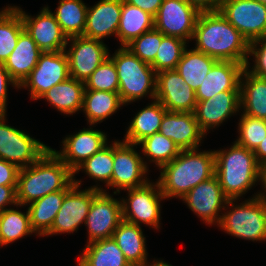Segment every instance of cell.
<instances>
[{"label":"cell","instance_id":"6da1fadb","mask_svg":"<svg viewBox=\"0 0 266 266\" xmlns=\"http://www.w3.org/2000/svg\"><path fill=\"white\" fill-rule=\"evenodd\" d=\"M192 39H196L194 49L210 57L250 65V43L219 10L199 13Z\"/></svg>","mask_w":266,"mask_h":266},{"label":"cell","instance_id":"7a4b0ae2","mask_svg":"<svg viewBox=\"0 0 266 266\" xmlns=\"http://www.w3.org/2000/svg\"><path fill=\"white\" fill-rule=\"evenodd\" d=\"M73 178V171L50 148L35 163L20 168L17 204L23 206L49 193L64 190Z\"/></svg>","mask_w":266,"mask_h":266},{"label":"cell","instance_id":"3957f363","mask_svg":"<svg viewBox=\"0 0 266 266\" xmlns=\"http://www.w3.org/2000/svg\"><path fill=\"white\" fill-rule=\"evenodd\" d=\"M197 150H181L176 158L161 167L158 183L165 198L181 199L200 182L215 175L214 151L198 153Z\"/></svg>","mask_w":266,"mask_h":266},{"label":"cell","instance_id":"277c9868","mask_svg":"<svg viewBox=\"0 0 266 266\" xmlns=\"http://www.w3.org/2000/svg\"><path fill=\"white\" fill-rule=\"evenodd\" d=\"M215 175L228 199H239L260 180L261 165L252 150L234 142L229 150L214 151Z\"/></svg>","mask_w":266,"mask_h":266},{"label":"cell","instance_id":"5b68a950","mask_svg":"<svg viewBox=\"0 0 266 266\" xmlns=\"http://www.w3.org/2000/svg\"><path fill=\"white\" fill-rule=\"evenodd\" d=\"M109 58L117 70L118 93L124 105L144 97L149 92L150 97L155 99L157 73L150 64L143 62L126 46H121Z\"/></svg>","mask_w":266,"mask_h":266},{"label":"cell","instance_id":"8992f818","mask_svg":"<svg viewBox=\"0 0 266 266\" xmlns=\"http://www.w3.org/2000/svg\"><path fill=\"white\" fill-rule=\"evenodd\" d=\"M218 225L235 237L252 241H265L266 203L256 195L222 214Z\"/></svg>","mask_w":266,"mask_h":266},{"label":"cell","instance_id":"52a82bcc","mask_svg":"<svg viewBox=\"0 0 266 266\" xmlns=\"http://www.w3.org/2000/svg\"><path fill=\"white\" fill-rule=\"evenodd\" d=\"M219 12L249 43L266 39V5L257 0H222Z\"/></svg>","mask_w":266,"mask_h":266},{"label":"cell","instance_id":"ba28073f","mask_svg":"<svg viewBox=\"0 0 266 266\" xmlns=\"http://www.w3.org/2000/svg\"><path fill=\"white\" fill-rule=\"evenodd\" d=\"M127 191L129 198L121 200L123 220L138 226L145 223L157 229L160 222V200L165 199L159 183L154 185L148 181L143 186Z\"/></svg>","mask_w":266,"mask_h":266},{"label":"cell","instance_id":"9c48e42d","mask_svg":"<svg viewBox=\"0 0 266 266\" xmlns=\"http://www.w3.org/2000/svg\"><path fill=\"white\" fill-rule=\"evenodd\" d=\"M5 113H0V159L28 167L35 163L50 147L14 127L5 124Z\"/></svg>","mask_w":266,"mask_h":266},{"label":"cell","instance_id":"30bf717a","mask_svg":"<svg viewBox=\"0 0 266 266\" xmlns=\"http://www.w3.org/2000/svg\"><path fill=\"white\" fill-rule=\"evenodd\" d=\"M70 77L68 58L64 51L42 52L37 65L18 86L30 87L31 99L40 97L56 84L66 81Z\"/></svg>","mask_w":266,"mask_h":266},{"label":"cell","instance_id":"8fae6325","mask_svg":"<svg viewBox=\"0 0 266 266\" xmlns=\"http://www.w3.org/2000/svg\"><path fill=\"white\" fill-rule=\"evenodd\" d=\"M134 144L114 141L113 143V172L111 177V187L127 190L143 186L148 182L145 180V173L148 167L142 160L140 154L134 150ZM144 177V178H143Z\"/></svg>","mask_w":266,"mask_h":266},{"label":"cell","instance_id":"7c38bea8","mask_svg":"<svg viewBox=\"0 0 266 266\" xmlns=\"http://www.w3.org/2000/svg\"><path fill=\"white\" fill-rule=\"evenodd\" d=\"M73 182L75 185L65 194L51 229L44 236L76 231L82 222L85 223L93 195L98 190H103L94 185L83 191H78L81 181L73 179Z\"/></svg>","mask_w":266,"mask_h":266},{"label":"cell","instance_id":"4fadbf2b","mask_svg":"<svg viewBox=\"0 0 266 266\" xmlns=\"http://www.w3.org/2000/svg\"><path fill=\"white\" fill-rule=\"evenodd\" d=\"M199 11L186 0H163L154 17V28L165 36L192 39Z\"/></svg>","mask_w":266,"mask_h":266},{"label":"cell","instance_id":"5bb4252c","mask_svg":"<svg viewBox=\"0 0 266 266\" xmlns=\"http://www.w3.org/2000/svg\"><path fill=\"white\" fill-rule=\"evenodd\" d=\"M123 221L121 201L112 198L105 190L93 195L90 210L85 220L89 242L111 238Z\"/></svg>","mask_w":266,"mask_h":266},{"label":"cell","instance_id":"9a60e30c","mask_svg":"<svg viewBox=\"0 0 266 266\" xmlns=\"http://www.w3.org/2000/svg\"><path fill=\"white\" fill-rule=\"evenodd\" d=\"M72 41L71 48L65 53L68 58L69 75L78 81L85 82L90 75L108 57V48L102 40L91 39L84 36L68 38Z\"/></svg>","mask_w":266,"mask_h":266},{"label":"cell","instance_id":"2e32d148","mask_svg":"<svg viewBox=\"0 0 266 266\" xmlns=\"http://www.w3.org/2000/svg\"><path fill=\"white\" fill-rule=\"evenodd\" d=\"M181 199L207 224H219L222 216L218 213L221 208L225 210L226 204L233 208L235 201L225 196L216 175L200 182Z\"/></svg>","mask_w":266,"mask_h":266},{"label":"cell","instance_id":"e0dca14e","mask_svg":"<svg viewBox=\"0 0 266 266\" xmlns=\"http://www.w3.org/2000/svg\"><path fill=\"white\" fill-rule=\"evenodd\" d=\"M155 99L169 112H194L197 104L195 91L177 70L157 73Z\"/></svg>","mask_w":266,"mask_h":266},{"label":"cell","instance_id":"ac0fdd59","mask_svg":"<svg viewBox=\"0 0 266 266\" xmlns=\"http://www.w3.org/2000/svg\"><path fill=\"white\" fill-rule=\"evenodd\" d=\"M21 15L24 29L43 51H64L68 38L48 7H44L35 18L15 7Z\"/></svg>","mask_w":266,"mask_h":266},{"label":"cell","instance_id":"d6986e66","mask_svg":"<svg viewBox=\"0 0 266 266\" xmlns=\"http://www.w3.org/2000/svg\"><path fill=\"white\" fill-rule=\"evenodd\" d=\"M63 151L54 153L74 172L76 168L107 144L106 134L92 128L83 129L63 141Z\"/></svg>","mask_w":266,"mask_h":266},{"label":"cell","instance_id":"ffe728a7","mask_svg":"<svg viewBox=\"0 0 266 266\" xmlns=\"http://www.w3.org/2000/svg\"><path fill=\"white\" fill-rule=\"evenodd\" d=\"M159 132L174 141L181 150L198 149L205 136L194 112H169L164 114Z\"/></svg>","mask_w":266,"mask_h":266},{"label":"cell","instance_id":"44dd1931","mask_svg":"<svg viewBox=\"0 0 266 266\" xmlns=\"http://www.w3.org/2000/svg\"><path fill=\"white\" fill-rule=\"evenodd\" d=\"M240 108V91H224L197 101L194 115L200 129L206 134L208 129L219 126Z\"/></svg>","mask_w":266,"mask_h":266},{"label":"cell","instance_id":"7402d4cb","mask_svg":"<svg viewBox=\"0 0 266 266\" xmlns=\"http://www.w3.org/2000/svg\"><path fill=\"white\" fill-rule=\"evenodd\" d=\"M244 68L242 63L218 60L197 88L196 100H206L224 91H240V78Z\"/></svg>","mask_w":266,"mask_h":266},{"label":"cell","instance_id":"603a6c76","mask_svg":"<svg viewBox=\"0 0 266 266\" xmlns=\"http://www.w3.org/2000/svg\"><path fill=\"white\" fill-rule=\"evenodd\" d=\"M122 0H100L87 10L84 37L101 40L115 34L121 17Z\"/></svg>","mask_w":266,"mask_h":266},{"label":"cell","instance_id":"cb8c5ba5","mask_svg":"<svg viewBox=\"0 0 266 266\" xmlns=\"http://www.w3.org/2000/svg\"><path fill=\"white\" fill-rule=\"evenodd\" d=\"M43 51L24 29L14 50L4 63L10 77L19 86L37 65Z\"/></svg>","mask_w":266,"mask_h":266},{"label":"cell","instance_id":"d4e9b609","mask_svg":"<svg viewBox=\"0 0 266 266\" xmlns=\"http://www.w3.org/2000/svg\"><path fill=\"white\" fill-rule=\"evenodd\" d=\"M75 185L72 181L64 190L49 193L37 199L28 207L30 215V225L32 230L44 236L50 229L55 220L57 212L62 206L65 194Z\"/></svg>","mask_w":266,"mask_h":266},{"label":"cell","instance_id":"484cf974","mask_svg":"<svg viewBox=\"0 0 266 266\" xmlns=\"http://www.w3.org/2000/svg\"><path fill=\"white\" fill-rule=\"evenodd\" d=\"M240 106L243 114L266 120V78L249 72L248 67L240 78Z\"/></svg>","mask_w":266,"mask_h":266},{"label":"cell","instance_id":"4316f807","mask_svg":"<svg viewBox=\"0 0 266 266\" xmlns=\"http://www.w3.org/2000/svg\"><path fill=\"white\" fill-rule=\"evenodd\" d=\"M112 238L131 266H143L148 263L145 248L146 239L140 226L123 220L116 228Z\"/></svg>","mask_w":266,"mask_h":266},{"label":"cell","instance_id":"83f0119b","mask_svg":"<svg viewBox=\"0 0 266 266\" xmlns=\"http://www.w3.org/2000/svg\"><path fill=\"white\" fill-rule=\"evenodd\" d=\"M85 83L69 77L66 81L56 84L41 97L47 99L58 111L73 114L82 109Z\"/></svg>","mask_w":266,"mask_h":266},{"label":"cell","instance_id":"f1b7e54d","mask_svg":"<svg viewBox=\"0 0 266 266\" xmlns=\"http://www.w3.org/2000/svg\"><path fill=\"white\" fill-rule=\"evenodd\" d=\"M167 109L156 99L140 110L133 118L126 132L124 142L138 145L140 141L160 130V124Z\"/></svg>","mask_w":266,"mask_h":266},{"label":"cell","instance_id":"f546056e","mask_svg":"<svg viewBox=\"0 0 266 266\" xmlns=\"http://www.w3.org/2000/svg\"><path fill=\"white\" fill-rule=\"evenodd\" d=\"M154 28V17L122 0L121 17L117 30V38L122 46H127L144 32Z\"/></svg>","mask_w":266,"mask_h":266},{"label":"cell","instance_id":"4dcf8cb0","mask_svg":"<svg viewBox=\"0 0 266 266\" xmlns=\"http://www.w3.org/2000/svg\"><path fill=\"white\" fill-rule=\"evenodd\" d=\"M78 259V266H131L112 237L88 243Z\"/></svg>","mask_w":266,"mask_h":266},{"label":"cell","instance_id":"1f68e13d","mask_svg":"<svg viewBox=\"0 0 266 266\" xmlns=\"http://www.w3.org/2000/svg\"><path fill=\"white\" fill-rule=\"evenodd\" d=\"M124 105L118 92L85 90L82 110L90 125L102 122Z\"/></svg>","mask_w":266,"mask_h":266},{"label":"cell","instance_id":"d6a6232c","mask_svg":"<svg viewBox=\"0 0 266 266\" xmlns=\"http://www.w3.org/2000/svg\"><path fill=\"white\" fill-rule=\"evenodd\" d=\"M217 61V59L196 49L189 51L185 49L176 70L183 77L185 83L196 92Z\"/></svg>","mask_w":266,"mask_h":266},{"label":"cell","instance_id":"836d02e7","mask_svg":"<svg viewBox=\"0 0 266 266\" xmlns=\"http://www.w3.org/2000/svg\"><path fill=\"white\" fill-rule=\"evenodd\" d=\"M88 7L82 0H60L52 13L67 38L83 36Z\"/></svg>","mask_w":266,"mask_h":266},{"label":"cell","instance_id":"e575fe53","mask_svg":"<svg viewBox=\"0 0 266 266\" xmlns=\"http://www.w3.org/2000/svg\"><path fill=\"white\" fill-rule=\"evenodd\" d=\"M24 30L20 12L15 7H6L0 12V63H5Z\"/></svg>","mask_w":266,"mask_h":266},{"label":"cell","instance_id":"d590c367","mask_svg":"<svg viewBox=\"0 0 266 266\" xmlns=\"http://www.w3.org/2000/svg\"><path fill=\"white\" fill-rule=\"evenodd\" d=\"M34 231L30 225V215L14 209L0 212V246L10 244Z\"/></svg>","mask_w":266,"mask_h":266},{"label":"cell","instance_id":"8d00e7d4","mask_svg":"<svg viewBox=\"0 0 266 266\" xmlns=\"http://www.w3.org/2000/svg\"><path fill=\"white\" fill-rule=\"evenodd\" d=\"M138 144L141 145L143 154L150 157V160L155 162L159 168L170 163L181 152V149L174 141L160 132L146 137Z\"/></svg>","mask_w":266,"mask_h":266},{"label":"cell","instance_id":"74e56055","mask_svg":"<svg viewBox=\"0 0 266 266\" xmlns=\"http://www.w3.org/2000/svg\"><path fill=\"white\" fill-rule=\"evenodd\" d=\"M83 169L90 178L98 181H104L107 187L111 186V177L113 172V144H107L97 151L94 155L80 164L73 174Z\"/></svg>","mask_w":266,"mask_h":266},{"label":"cell","instance_id":"f35d334b","mask_svg":"<svg viewBox=\"0 0 266 266\" xmlns=\"http://www.w3.org/2000/svg\"><path fill=\"white\" fill-rule=\"evenodd\" d=\"M186 49V41L178 37L164 36L150 64L156 73L164 70H176L178 62Z\"/></svg>","mask_w":266,"mask_h":266},{"label":"cell","instance_id":"ab89813d","mask_svg":"<svg viewBox=\"0 0 266 266\" xmlns=\"http://www.w3.org/2000/svg\"><path fill=\"white\" fill-rule=\"evenodd\" d=\"M238 128L240 136L235 142L252 151L266 137V120L264 119L242 114Z\"/></svg>","mask_w":266,"mask_h":266},{"label":"cell","instance_id":"60d3db41","mask_svg":"<svg viewBox=\"0 0 266 266\" xmlns=\"http://www.w3.org/2000/svg\"><path fill=\"white\" fill-rule=\"evenodd\" d=\"M84 83L85 90L118 92L119 80L114 62L108 57Z\"/></svg>","mask_w":266,"mask_h":266},{"label":"cell","instance_id":"b9f144b4","mask_svg":"<svg viewBox=\"0 0 266 266\" xmlns=\"http://www.w3.org/2000/svg\"><path fill=\"white\" fill-rule=\"evenodd\" d=\"M165 35L153 28L135 38L126 47L129 48L143 62L151 64L156 57V53Z\"/></svg>","mask_w":266,"mask_h":266},{"label":"cell","instance_id":"7bdbcfd3","mask_svg":"<svg viewBox=\"0 0 266 266\" xmlns=\"http://www.w3.org/2000/svg\"><path fill=\"white\" fill-rule=\"evenodd\" d=\"M261 44V47L257 48L258 44ZM255 56V65L254 68L249 72L266 78V39L256 40L250 43L249 46V55Z\"/></svg>","mask_w":266,"mask_h":266},{"label":"cell","instance_id":"ee69618b","mask_svg":"<svg viewBox=\"0 0 266 266\" xmlns=\"http://www.w3.org/2000/svg\"><path fill=\"white\" fill-rule=\"evenodd\" d=\"M19 171L17 165L0 159V185L17 186Z\"/></svg>","mask_w":266,"mask_h":266},{"label":"cell","instance_id":"f6af8a7d","mask_svg":"<svg viewBox=\"0 0 266 266\" xmlns=\"http://www.w3.org/2000/svg\"><path fill=\"white\" fill-rule=\"evenodd\" d=\"M11 83L13 86L18 88V85L10 77L9 72L4 67V64L0 63V113L6 114L7 85Z\"/></svg>","mask_w":266,"mask_h":266},{"label":"cell","instance_id":"bcb514c9","mask_svg":"<svg viewBox=\"0 0 266 266\" xmlns=\"http://www.w3.org/2000/svg\"><path fill=\"white\" fill-rule=\"evenodd\" d=\"M16 187L0 185V212L6 210L4 206L14 204L18 206L16 200Z\"/></svg>","mask_w":266,"mask_h":266},{"label":"cell","instance_id":"7dc6e473","mask_svg":"<svg viewBox=\"0 0 266 266\" xmlns=\"http://www.w3.org/2000/svg\"><path fill=\"white\" fill-rule=\"evenodd\" d=\"M130 5L141 8L143 11L149 13L153 17L156 16L163 0H124Z\"/></svg>","mask_w":266,"mask_h":266},{"label":"cell","instance_id":"c3c4849f","mask_svg":"<svg viewBox=\"0 0 266 266\" xmlns=\"http://www.w3.org/2000/svg\"><path fill=\"white\" fill-rule=\"evenodd\" d=\"M199 12L218 11L222 0H186Z\"/></svg>","mask_w":266,"mask_h":266},{"label":"cell","instance_id":"681fc988","mask_svg":"<svg viewBox=\"0 0 266 266\" xmlns=\"http://www.w3.org/2000/svg\"><path fill=\"white\" fill-rule=\"evenodd\" d=\"M257 162L263 166L266 165V137L260 142V144L253 151Z\"/></svg>","mask_w":266,"mask_h":266},{"label":"cell","instance_id":"f907efd6","mask_svg":"<svg viewBox=\"0 0 266 266\" xmlns=\"http://www.w3.org/2000/svg\"><path fill=\"white\" fill-rule=\"evenodd\" d=\"M260 181L263 183V187L266 190V165L261 166V175H260ZM266 192V191H264ZM262 193H259L258 196L263 199V201L266 203V194L264 195Z\"/></svg>","mask_w":266,"mask_h":266},{"label":"cell","instance_id":"816d5d0a","mask_svg":"<svg viewBox=\"0 0 266 266\" xmlns=\"http://www.w3.org/2000/svg\"><path fill=\"white\" fill-rule=\"evenodd\" d=\"M154 263L153 264H151V265H149V264H147V263H145L143 266H172V265H170V264H168V263H166V262H164V261H162V260H160V261H153Z\"/></svg>","mask_w":266,"mask_h":266},{"label":"cell","instance_id":"f5cc1de1","mask_svg":"<svg viewBox=\"0 0 266 266\" xmlns=\"http://www.w3.org/2000/svg\"><path fill=\"white\" fill-rule=\"evenodd\" d=\"M258 2H261L262 4L266 5V0H257Z\"/></svg>","mask_w":266,"mask_h":266}]
</instances>
